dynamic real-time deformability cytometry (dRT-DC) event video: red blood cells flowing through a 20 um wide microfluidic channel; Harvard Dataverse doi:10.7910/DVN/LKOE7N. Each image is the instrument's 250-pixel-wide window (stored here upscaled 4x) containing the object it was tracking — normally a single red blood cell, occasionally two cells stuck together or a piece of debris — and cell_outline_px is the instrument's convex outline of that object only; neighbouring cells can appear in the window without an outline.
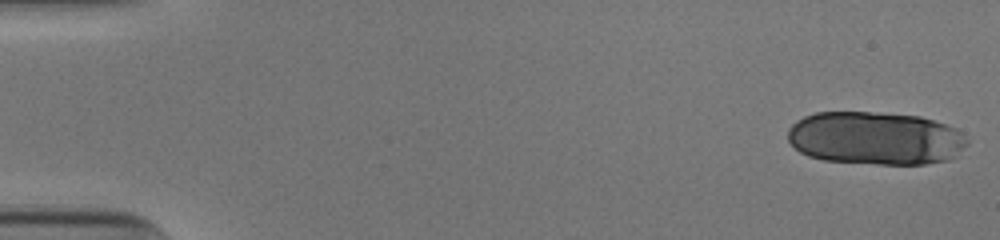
{"species": "human", "species_latin": "Homo sapiens", "temperature_condition": "cold", "stored_images_in_passage": 51, "segment_of_instrument_passage": [1, 2], "camera_frame_rate_fps": 3000, "um_per_image_px": 0.085, "donor": {"sex": "male"}, "frame": {"image": 1, "passage_image": 1, "time_ms": 0.0, "image_size_px": [1000, 240], "cell_outline_px": [[968, 144], [956, 156], [948, 160], [924, 164], [876, 164], [824, 160], [808, 156], [800, 152], [788, 140], [788, 128], [796, 120], [804, 116], [816, 112], [868, 112], [920, 116], [956, 128], [968, 140]], "centroid_in_image_um": [74.4, 11.75], "position_along_channel_um": 10.6, "area_um2": 55.66}}